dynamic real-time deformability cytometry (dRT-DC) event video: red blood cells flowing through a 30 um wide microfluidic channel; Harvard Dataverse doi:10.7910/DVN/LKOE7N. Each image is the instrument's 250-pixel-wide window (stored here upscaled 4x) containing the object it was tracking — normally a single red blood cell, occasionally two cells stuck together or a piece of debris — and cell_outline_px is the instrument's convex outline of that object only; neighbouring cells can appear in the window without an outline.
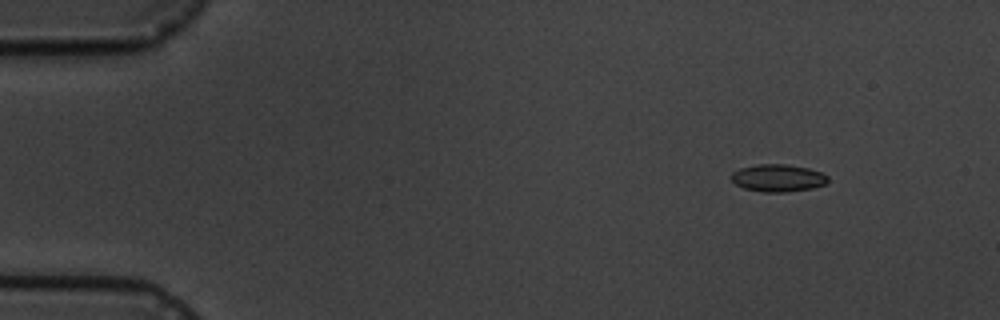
{"species": "common noctule bat (a hibernating species)", "species_latin": "Nyctalus noctula", "temperature_condition": "cold", "stored_images_in_passage": 5, "camera_frame_rate_fps": 3000, "um_per_image_px": 0.085, "animal": {"sex": "male", "body_mass_g": 19.5, "forearm_length_mm": 54.6}, "frame": {"image": 1, "passage_image": 2, "time_ms": 1.333, "image_size_px": [1000, 320], "cell_outline_px": [[828, 180], [824, 184], [812, 188], [784, 192], [760, 192], [744, 188], [736, 184], [732, 180], [732, 172], [740, 168], [756, 164], [784, 164], [808, 168], [820, 172], [828, 176]], "centroid_in_image_um": [66.1, 15.13], "position_along_channel_um": 18.9, "area_um2": 15.32}}
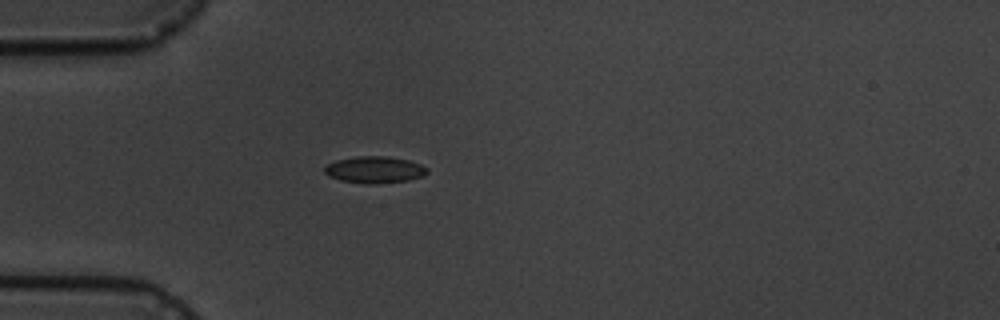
{"frame": {"image": 2, "passage_image": 5, "time_ms": 4.667, "image_size_px": [1000, 320], "cell_outline_px": [[428, 172], [424, 176], [408, 180], [376, 184], [368, 184], [340, 180], [328, 176], [324, 172], [324, 168], [328, 164], [336, 160], [356, 156], [388, 156], [408, 160], [420, 164], [428, 168]], "centroid_in_image_um": [31.85, 14.42], "position_along_channel_um": 53.2, "area_um2": 16.07}}